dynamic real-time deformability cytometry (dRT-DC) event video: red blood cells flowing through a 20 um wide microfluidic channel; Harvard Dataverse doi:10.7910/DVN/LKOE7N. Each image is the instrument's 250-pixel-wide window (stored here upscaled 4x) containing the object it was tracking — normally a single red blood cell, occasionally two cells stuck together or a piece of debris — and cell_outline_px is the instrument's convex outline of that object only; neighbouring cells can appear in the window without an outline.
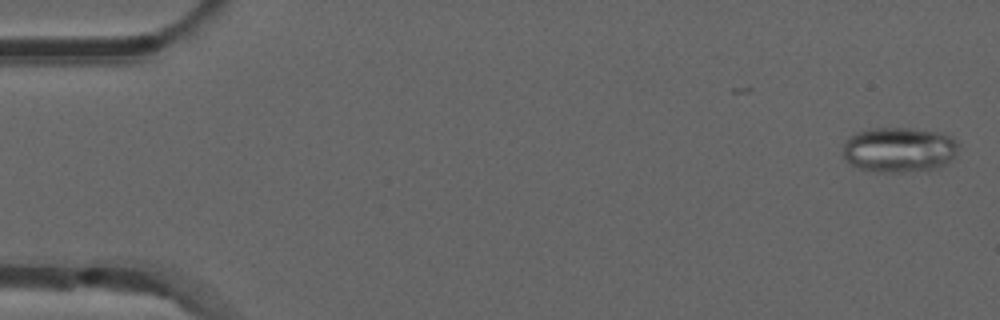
{"species": "common noctule bat (a hibernating species)", "species_latin": "Nyctalus noctula", "temperature_condition": "room temperature", "stored_images_in_passage": 53, "segment_of_instrument_passage": [1, 2], "camera_frame_rate_fps": 3000, "um_per_image_px": 0.085, "animal": {"sex": "male", "forearm_length_mm": 52.5}, "frame": {"image": 1, "passage_image": 2, "time_ms": 0.333, "image_size_px": [1000, 320], "cell_outline_px": [[956, 156], [944, 164], [924, 172], [872, 172], [860, 168], [844, 160], [844, 140], [848, 136], [856, 132], [872, 128], [912, 128], [940, 132], [956, 140]], "centroid_in_image_um": [76.39, 12.73], "position_along_channel_um": 8.6, "area_um2": 30.69}}